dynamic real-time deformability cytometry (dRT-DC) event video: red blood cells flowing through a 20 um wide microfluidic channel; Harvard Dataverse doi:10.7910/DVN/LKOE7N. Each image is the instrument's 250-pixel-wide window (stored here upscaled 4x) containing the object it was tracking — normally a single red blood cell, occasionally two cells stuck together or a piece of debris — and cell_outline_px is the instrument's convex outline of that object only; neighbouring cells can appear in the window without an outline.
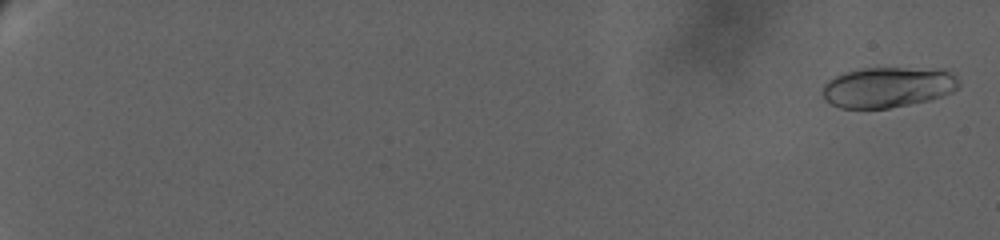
{"species": "human", "species_latin": "Homo sapiens", "temperature_condition": "warm", "stored_images_in_passage": 50, "camera_frame_rate_fps": 3000, "um_per_image_px": 0.085, "donor": {"sex": "female"}, "frame": {"image": 1, "passage_image": 1, "time_ms": 0.0, "image_size_px": [1000, 240], "cell_outline_px": [[960, 88], [952, 92], [928, 100], [888, 108], [840, 108], [824, 100], [824, 84], [828, 80], [836, 76], [848, 72], [864, 68], [944, 68], [956, 76], [960, 84]], "centroid_in_image_um": [75.52, 7.4], "position_along_channel_um": 9.5, "area_um2": 32.14}}
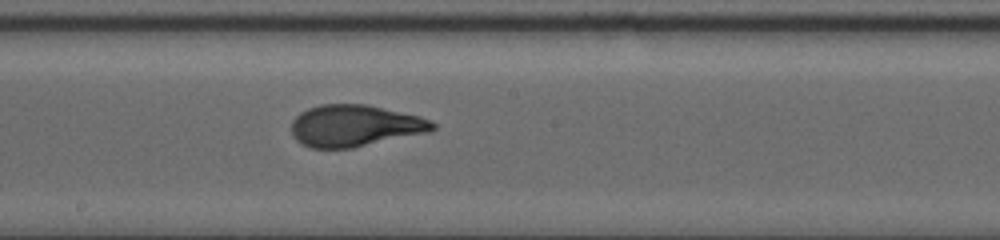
{"frame": {"image": 2, "passage_image": 30, "time_ms": 16.0, "image_size_px": [1000, 240], "cell_outline_px": [[436, 128], [428, 132], [352, 148], [312, 148], [296, 140], [292, 136], [292, 120], [300, 112], [308, 108], [320, 104], [368, 104], [420, 116], [432, 120], [436, 124]], "centroid_in_image_um": [30.17, 10.68], "position_along_channel_um": 218.0, "area_um2": 34.39}}
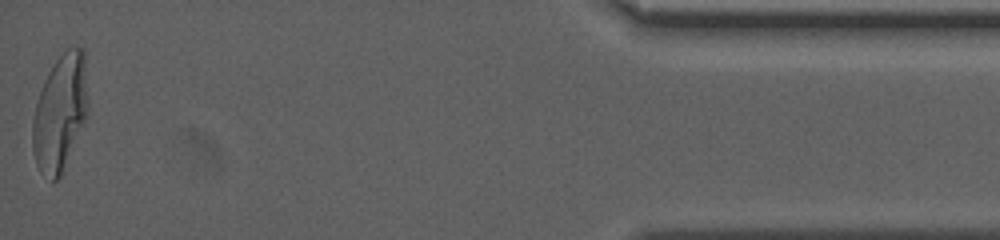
{"frame": {"image": 3, "passage_image": 50, "time_ms": 25.667, "image_size_px": [1000, 240], "cell_outline_px": [[88, 108], [84, 120], [60, 176], [52, 184], [36, 164], [32, 148], [32, 120], [36, 104], [44, 80], [48, 72], [56, 60], [72, 44], [84, 48], [88, 100]], "centroid_in_image_um": [5.1, 9.53], "position_along_channel_um": 430.1, "area_um2": 37.28}, "authors_computed_cell_mechanics": {"area_um2": 33.8708, "velocity_mm_per_s": 2.8551, "shape_relaxation_time_tau1_ms": 7.0308, "shape_relaxation_time_tau2_ms": null, "deformation_change_tau1": 0.2725, "deformation_change_tau2": null}}